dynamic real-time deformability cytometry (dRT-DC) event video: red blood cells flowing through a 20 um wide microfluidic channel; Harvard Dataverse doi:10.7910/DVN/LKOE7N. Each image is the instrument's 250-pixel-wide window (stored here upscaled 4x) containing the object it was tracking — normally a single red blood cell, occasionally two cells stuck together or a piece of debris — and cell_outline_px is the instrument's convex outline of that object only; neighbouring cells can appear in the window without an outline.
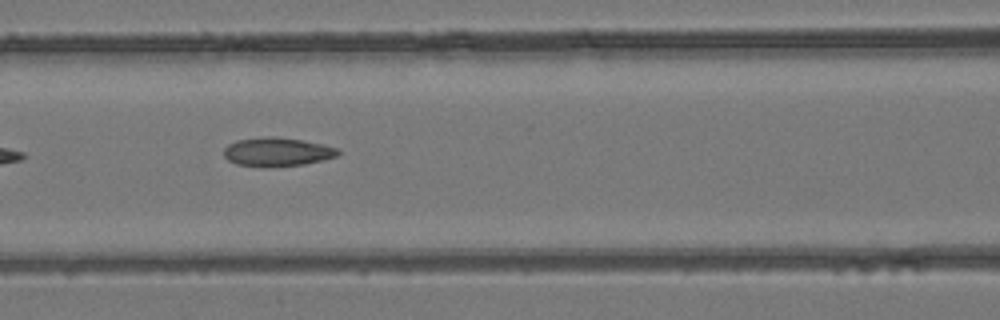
{"species": "common noctule bat (a hibernating species)", "species_latin": "Nyctalus noctula", "temperature_condition": "room temperature", "stored_images_in_passage": 7, "camera_frame_rate_fps": 3000, "um_per_image_px": 0.085, "animal": {"sex": "female", "body_mass_g": 24.6, "forearm_length_mm": 56.2}, "frame": {"image": 1, "passage_image": 6, "time_ms": 5.667, "image_size_px": [1000, 320], "cell_outline_px": [[340, 152], [336, 156], [304, 164], [236, 164], [228, 160], [224, 156], [224, 148], [228, 144], [236, 140], [268, 136], [276, 136], [300, 140], [320, 144], [336, 148]], "centroid_in_image_um": [23.52, 12.86], "position_along_channel_um": 143.1, "area_um2": 18.09}}
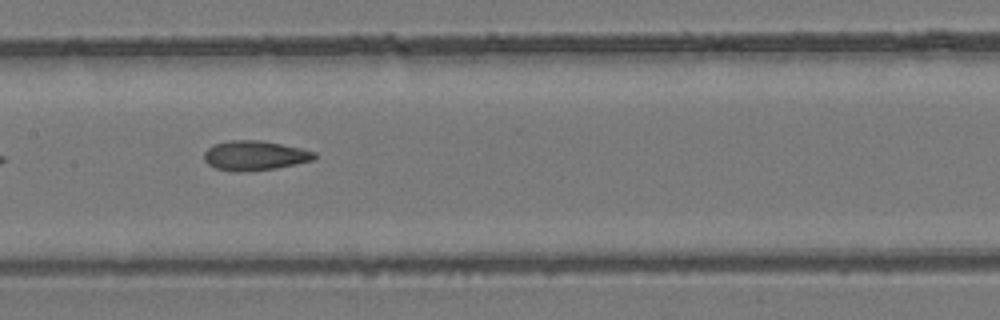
{"frame": {"image": 2, "passage_image": 7, "time_ms": 6.667, "image_size_px": [1000, 320], "cell_outline_px": [[316, 156], [312, 160], [296, 164], [276, 168], [216, 168], [208, 164], [204, 160], [204, 152], [212, 144], [228, 140], [260, 140], [300, 148], [316, 152]], "centroid_in_image_um": [21.66, 13.15], "position_along_channel_um": 185.7, "area_um2": 18.09}}